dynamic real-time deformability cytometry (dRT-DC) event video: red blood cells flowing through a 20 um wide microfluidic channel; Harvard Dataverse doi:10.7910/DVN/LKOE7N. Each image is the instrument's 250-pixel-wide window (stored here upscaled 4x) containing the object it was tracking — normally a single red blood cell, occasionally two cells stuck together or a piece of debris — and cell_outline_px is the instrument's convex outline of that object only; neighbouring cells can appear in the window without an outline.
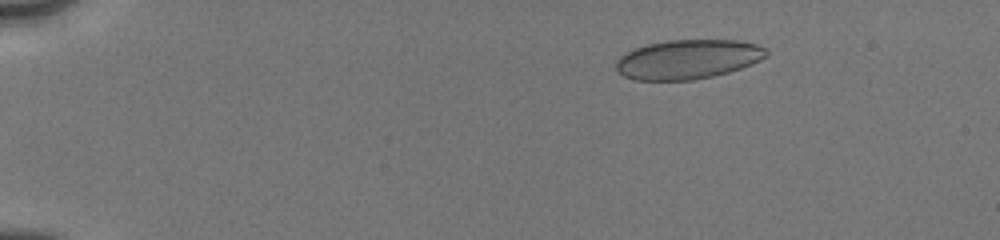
{"species": "human", "species_latin": "Homo sapiens", "temperature_condition": "cold", "stored_images_in_passage": 67, "camera_frame_rate_fps": 3000, "um_per_image_px": 0.085, "donor": {"sex": "male"}, "frame": {"image": 1, "passage_image": 12, "time_ms": 2.667, "image_size_px": [1000, 240], "cell_outline_px": [[768, 56], [760, 60], [740, 68], [728, 72], [712, 76], [692, 80], [636, 80], [624, 76], [616, 68], [616, 60], [624, 52], [632, 48], [648, 44], [668, 40], [740, 40], [756, 44], [764, 48], [768, 52]], "centroid_in_image_um": [58.45, 5.03], "position_along_channel_um": 26.6, "area_um2": 34.51}}
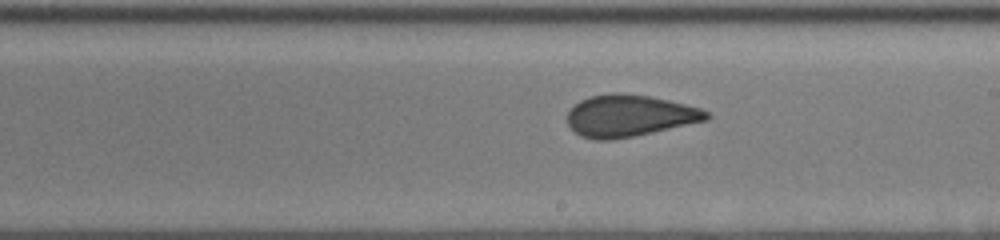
{"frame": {"image": 2, "passage_image": 46, "time_ms": 10.333, "image_size_px": [1000, 240], "cell_outline_px": [[712, 116], [708, 120], [652, 132], [632, 136], [608, 140], [596, 140], [580, 136], [568, 124], [568, 112], [580, 100], [588, 96], [612, 92], [616, 92], [648, 96], [668, 100], [700, 108], [708, 112]], "centroid_in_image_um": [53.5, 9.83], "position_along_channel_um": 235.5, "area_um2": 33.64}}
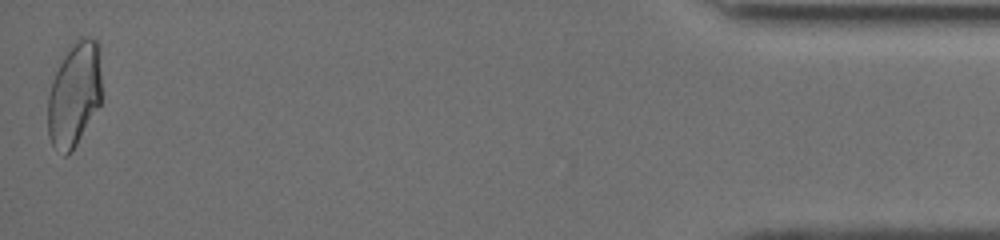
{"frame": {"image": 3, "passage_image": 67, "time_ms": 17.0, "image_size_px": [1000, 240], "cell_outline_px": [[104, 96], [100, 104], [76, 144], [64, 156], [52, 144], [48, 136], [48, 96], [56, 60], [80, 36], [88, 36], [96, 40], [100, 48]], "centroid_in_image_um": [6.34, 7.89], "position_along_channel_um": 428.9, "area_um2": 33.99}, "authors_computed_cell_mechanics": {"area_um2": 34.102, "velocity_mm_per_s": 4.0453, "shape_relaxation_time_tau1_ms": null, "shape_relaxation_time_tau2_ms": 0.8038, "deformation_change_tau1": null, "deformation_change_tau2": 0.0623}}